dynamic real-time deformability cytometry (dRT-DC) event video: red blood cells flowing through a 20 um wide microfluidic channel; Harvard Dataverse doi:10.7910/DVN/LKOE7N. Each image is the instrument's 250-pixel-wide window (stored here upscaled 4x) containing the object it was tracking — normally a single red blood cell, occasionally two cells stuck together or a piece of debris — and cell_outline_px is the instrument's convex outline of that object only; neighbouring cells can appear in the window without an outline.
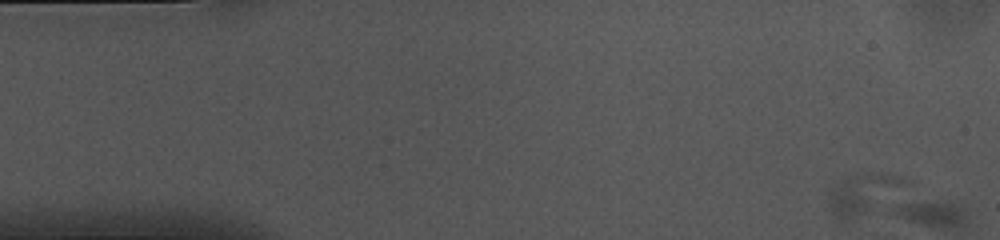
{"species": "common noctule bat (a hibernating species)", "species_latin": "Nyctalus noctula", "temperature_condition": "cold", "stored_images_in_passage": 2, "camera_frame_rate_fps": 3000, "um_per_image_px": 0.085, "animal": {"sex": "female", "body_mass_g": 10.0, "forearm_length_mm": 53.1}, "frame": {"image": 1, "passage_image": 1, "time_ms": 0.0, "image_size_px": [1000, 240], "cell_outline_px": [[912, 184], [864, 212], [840, 224], [832, 212], [832, 192], [840, 180], [856, 176], [900, 176], [912, 180]], "centroid_in_image_um": [73.43, 16.5], "position_along_channel_um": 11.6, "area_um2": 16.36}}